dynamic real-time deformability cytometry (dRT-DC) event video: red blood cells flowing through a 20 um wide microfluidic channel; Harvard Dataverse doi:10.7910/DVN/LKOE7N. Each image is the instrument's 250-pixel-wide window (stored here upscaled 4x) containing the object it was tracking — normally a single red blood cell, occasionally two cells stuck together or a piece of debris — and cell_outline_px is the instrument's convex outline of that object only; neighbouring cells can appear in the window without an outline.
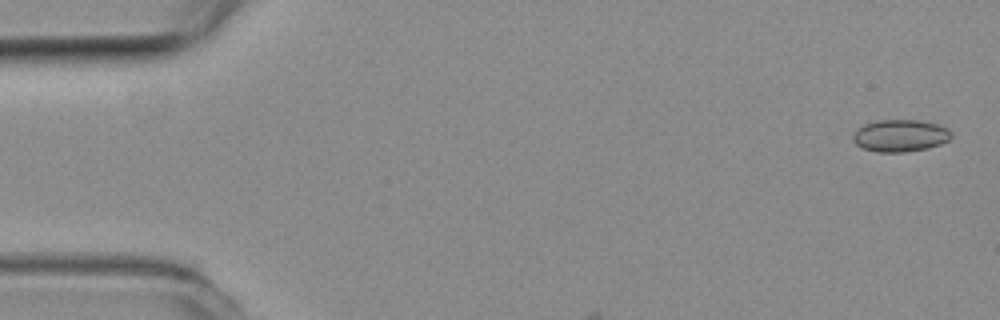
{"species": "common noctule bat (a hibernating species)", "species_latin": "Nyctalus noctula", "temperature_condition": "room temperature", "stored_images_in_passage": 10, "camera_frame_rate_fps": 3000, "um_per_image_px": 0.085, "animal": {"sex": "female", "body_mass_g": 19.3, "forearm_length_mm": 54.1}, "frame": {"image": 1, "passage_image": 2, "time_ms": 0.333, "image_size_px": [1000, 320], "cell_outline_px": [[952, 136], [948, 140], [940, 144], [928, 148], [904, 152], [876, 152], [864, 148], [856, 144], [852, 140], [852, 136], [856, 128], [864, 124], [876, 120], [916, 120], [936, 124], [948, 128], [952, 132]], "centroid_in_image_um": [76.49, 11.53], "position_along_channel_um": 8.5, "area_um2": 18.5}}